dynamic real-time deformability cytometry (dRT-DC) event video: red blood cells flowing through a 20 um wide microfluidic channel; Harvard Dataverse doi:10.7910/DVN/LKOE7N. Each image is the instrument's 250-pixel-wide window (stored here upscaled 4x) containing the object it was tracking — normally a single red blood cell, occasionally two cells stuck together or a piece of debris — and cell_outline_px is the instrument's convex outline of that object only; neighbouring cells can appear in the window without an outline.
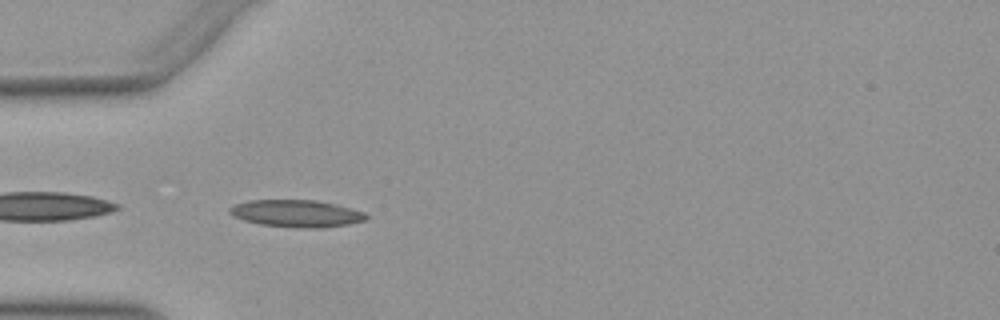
{"species": "Egyptian fruit bat (a non-hibernating species)", "species_latin": "Rousettus aegyptiacus", "temperature_condition": "warm", "stored_images_in_passage": 37, "camera_frame_rate_fps": 3000, "um_per_image_px": 0.085, "animal": {"sex": "female"}, "frame": {"image": 1, "passage_image": 1, "time_ms": 0.0, "image_size_px": [1000, 320], "cell_outline_px": [[368, 220], [348, 224], [316, 228], [300, 228], [260, 224], [244, 220], [228, 212], [228, 208], [236, 204], [248, 200], [316, 200], [352, 208], [364, 212], [368, 216]], "centroid_in_image_um": [25.22, 18.14], "position_along_channel_um": 59.8, "area_um2": 21.5}}
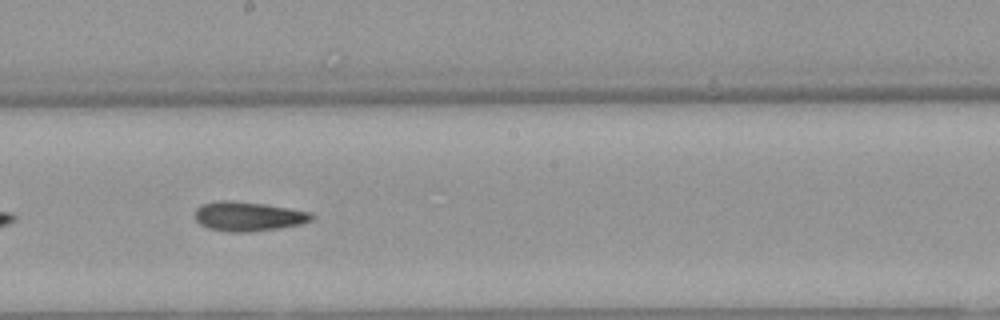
{"frame": {"image": 2, "passage_image": 14, "time_ms": 4.333, "image_size_px": [1000, 320], "cell_outline_px": [[312, 220], [300, 224], [280, 228], [248, 232], [228, 232], [208, 228], [200, 224], [192, 216], [196, 208], [200, 204], [216, 200], [232, 200], [264, 204], [288, 208], [308, 212], [312, 216]], "centroid_in_image_um": [21.0, 18.38], "position_along_channel_um": 227.2, "area_um2": 20.11}}
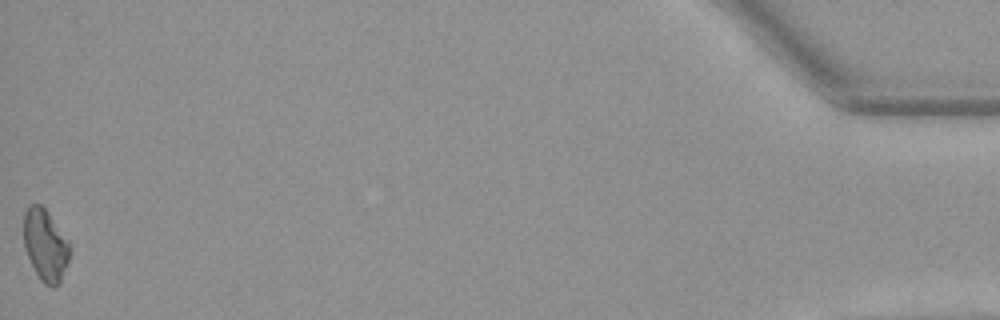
{"frame": {"image": 3, "passage_image": 37, "time_ms": 12.0, "image_size_px": [1000, 320], "cell_outline_px": [[72, 244], [68, 260], [60, 280], [52, 288], [44, 284], [40, 280], [24, 248], [24, 212], [28, 204], [40, 204], [48, 212]], "centroid_in_image_um": [3.86, 20.8], "position_along_channel_um": 431.3, "area_um2": 19.25}, "authors_computed_cell_mechanics": {"area_um2": 19.4786, "velocity_mm_per_s": 3.9533, "shape_relaxation_time_tau1_ms": 7.2569, "shape_relaxation_time_tau2_ms": 5.1805, "deformation_change_tau1": 0.1844, "deformation_change_tau2": 0.1381}}